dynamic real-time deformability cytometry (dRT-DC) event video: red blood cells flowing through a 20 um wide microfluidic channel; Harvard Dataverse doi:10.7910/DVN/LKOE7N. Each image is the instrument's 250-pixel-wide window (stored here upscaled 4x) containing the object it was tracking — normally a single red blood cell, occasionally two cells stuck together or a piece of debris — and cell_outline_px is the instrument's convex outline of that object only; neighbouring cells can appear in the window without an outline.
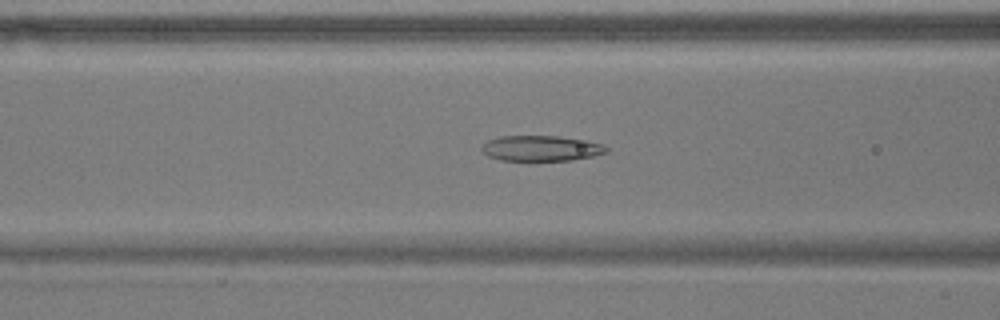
{"species": "common noctule bat (a hibernating species)", "species_latin": "Nyctalus noctula", "temperature_condition": "warm", "stored_images_in_passage": 54, "camera_frame_rate_fps": 3000, "um_per_image_px": 0.085, "animal": {"sex": "male", "body_mass_g": 17.9}, "frame": {"image": 1, "passage_image": 21, "time_ms": 6.667, "image_size_px": [1000, 320], "cell_outline_px": [[608, 152], [592, 156], [572, 160], [500, 160], [488, 156], [480, 148], [488, 140], [500, 136], [560, 136], [588, 140], [604, 144], [608, 148]], "centroid_in_image_um": [46.03, 12.59], "position_along_channel_um": 120.6, "area_um2": 18.55}}
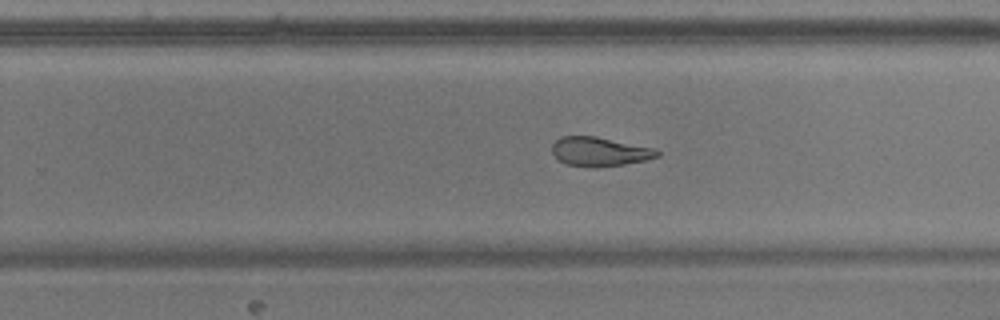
{"frame": {"image": 2, "passage_image": 34, "time_ms": 11.0, "image_size_px": [1000, 320], "cell_outline_px": [[660, 156], [644, 160], [624, 164], [568, 164], [560, 160], [552, 152], [552, 144], [560, 136], [596, 136], [656, 148], [660, 152]], "centroid_in_image_um": [51.01, 12.82], "position_along_channel_um": 278.8, "area_um2": 17.05}}
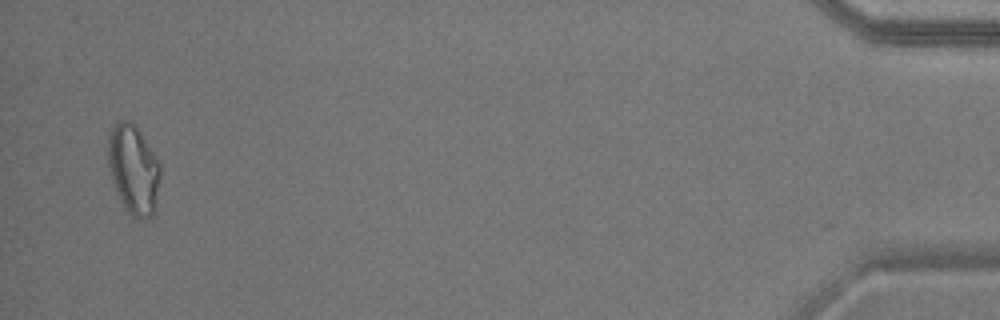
{"frame": {"image": 3, "passage_image": 53, "time_ms": 17.333, "image_size_px": [1000, 320], "cell_outline_px": [[160, 176], [156, 212], [152, 216], [132, 216], [128, 212], [116, 188], [108, 164], [108, 136], [116, 120], [132, 120], [136, 124], [160, 164]], "centroid_in_image_um": [11.37, 14.33], "position_along_channel_um": 423.8, "area_um2": 26.93}, "authors_computed_cell_mechanics": {"area_um2": 21.9062, "velocity_mm_per_s": 3.6554, "shape_relaxation_time_tau1_ms": null, "shape_relaxation_time_tau2_ms": 2.6216, "deformation_change_tau1": null, "deformation_change_tau2": 0.1113}}